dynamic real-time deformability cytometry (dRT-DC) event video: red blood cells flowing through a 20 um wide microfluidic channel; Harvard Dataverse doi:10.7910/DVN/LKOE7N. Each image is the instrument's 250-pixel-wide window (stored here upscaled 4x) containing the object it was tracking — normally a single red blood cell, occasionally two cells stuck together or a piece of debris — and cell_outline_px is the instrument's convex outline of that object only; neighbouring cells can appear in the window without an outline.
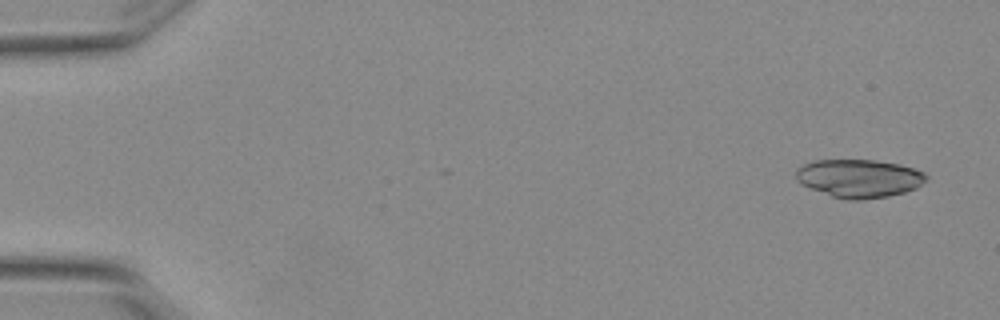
{"species": "Egyptian fruit bat (a non-hibernating species)", "species_latin": "Rousettus aegyptiacus", "temperature_condition": "warm", "stored_images_in_passage": 5, "camera_frame_rate_fps": 3000, "um_per_image_px": 0.085, "animal": {"sex": "female"}, "frame": {"image": 1, "passage_image": 1, "time_ms": 0.0, "image_size_px": [1000, 320], "cell_outline_px": [[928, 180], [916, 188], [904, 192], [888, 196], [860, 200], [848, 200], [832, 196], [800, 184], [796, 180], [796, 168], [804, 164], [816, 160], [872, 160], [900, 164], [924, 172], [928, 176]], "centroid_in_image_um": [73.03, 15.16], "position_along_channel_um": 12.0, "area_um2": 29.02}}
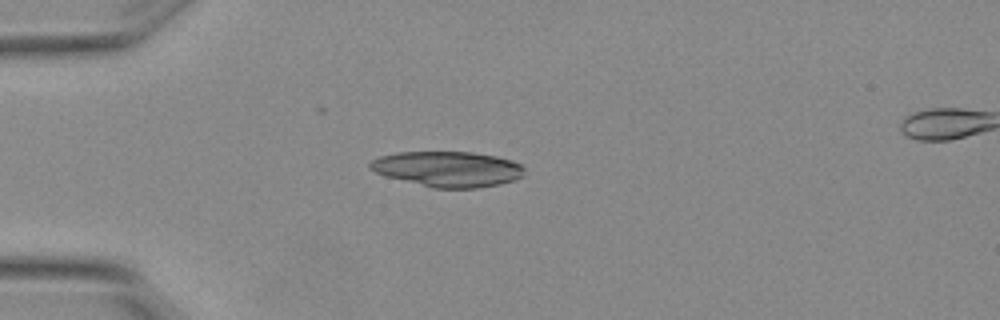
{"frame": {"image": 2, "passage_image": 4, "time_ms": 1.0, "image_size_px": [1000, 320], "cell_outline_px": [[524, 176], [500, 184], [476, 188], [432, 188], [384, 176], [368, 168], [368, 164], [372, 160], [380, 156], [396, 152], [472, 152], [496, 156], [512, 160], [520, 164], [524, 168]], "centroid_in_image_um": [38.04, 14.37], "position_along_channel_um": 47.0, "area_um2": 32.02}}